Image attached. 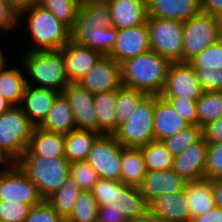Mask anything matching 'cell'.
Instances as JSON below:
<instances>
[{
    "mask_svg": "<svg viewBox=\"0 0 222 222\" xmlns=\"http://www.w3.org/2000/svg\"><path fill=\"white\" fill-rule=\"evenodd\" d=\"M171 62L150 50L121 63L122 85L148 95H160Z\"/></svg>",
    "mask_w": 222,
    "mask_h": 222,
    "instance_id": "6da1fadb",
    "label": "cell"
},
{
    "mask_svg": "<svg viewBox=\"0 0 222 222\" xmlns=\"http://www.w3.org/2000/svg\"><path fill=\"white\" fill-rule=\"evenodd\" d=\"M26 16V17H25ZM24 17V18H23ZM27 19L25 27L28 31V38L32 41L28 51L60 50L70 41L71 29L57 20L55 16L39 4L33 5L19 16V23Z\"/></svg>",
    "mask_w": 222,
    "mask_h": 222,
    "instance_id": "7a4b0ae2",
    "label": "cell"
},
{
    "mask_svg": "<svg viewBox=\"0 0 222 222\" xmlns=\"http://www.w3.org/2000/svg\"><path fill=\"white\" fill-rule=\"evenodd\" d=\"M91 191L99 206L122 213L128 222H136L149 211L140 188L125 185L120 180L99 178Z\"/></svg>",
    "mask_w": 222,
    "mask_h": 222,
    "instance_id": "3957f363",
    "label": "cell"
},
{
    "mask_svg": "<svg viewBox=\"0 0 222 222\" xmlns=\"http://www.w3.org/2000/svg\"><path fill=\"white\" fill-rule=\"evenodd\" d=\"M20 56H22L20 65H23L27 85L53 89L62 93L70 83L65 72L61 50H24Z\"/></svg>",
    "mask_w": 222,
    "mask_h": 222,
    "instance_id": "277c9868",
    "label": "cell"
},
{
    "mask_svg": "<svg viewBox=\"0 0 222 222\" xmlns=\"http://www.w3.org/2000/svg\"><path fill=\"white\" fill-rule=\"evenodd\" d=\"M15 164L37 186L44 200L60 188L70 169V163L65 157L21 156Z\"/></svg>",
    "mask_w": 222,
    "mask_h": 222,
    "instance_id": "5b68a950",
    "label": "cell"
},
{
    "mask_svg": "<svg viewBox=\"0 0 222 222\" xmlns=\"http://www.w3.org/2000/svg\"><path fill=\"white\" fill-rule=\"evenodd\" d=\"M222 38V19L201 11L183 21L182 62H189Z\"/></svg>",
    "mask_w": 222,
    "mask_h": 222,
    "instance_id": "8992f818",
    "label": "cell"
},
{
    "mask_svg": "<svg viewBox=\"0 0 222 222\" xmlns=\"http://www.w3.org/2000/svg\"><path fill=\"white\" fill-rule=\"evenodd\" d=\"M34 128L19 105L0 115V147L14 162L28 149Z\"/></svg>",
    "mask_w": 222,
    "mask_h": 222,
    "instance_id": "52a82bcc",
    "label": "cell"
},
{
    "mask_svg": "<svg viewBox=\"0 0 222 222\" xmlns=\"http://www.w3.org/2000/svg\"><path fill=\"white\" fill-rule=\"evenodd\" d=\"M155 95H148L130 120L118 127L113 136L122 147H141L154 138Z\"/></svg>",
    "mask_w": 222,
    "mask_h": 222,
    "instance_id": "ba28073f",
    "label": "cell"
},
{
    "mask_svg": "<svg viewBox=\"0 0 222 222\" xmlns=\"http://www.w3.org/2000/svg\"><path fill=\"white\" fill-rule=\"evenodd\" d=\"M150 49L170 62H182L183 21L147 18Z\"/></svg>",
    "mask_w": 222,
    "mask_h": 222,
    "instance_id": "9c48e42d",
    "label": "cell"
},
{
    "mask_svg": "<svg viewBox=\"0 0 222 222\" xmlns=\"http://www.w3.org/2000/svg\"><path fill=\"white\" fill-rule=\"evenodd\" d=\"M122 146L113 135H100L92 144L86 161L99 178L120 180Z\"/></svg>",
    "mask_w": 222,
    "mask_h": 222,
    "instance_id": "30bf717a",
    "label": "cell"
},
{
    "mask_svg": "<svg viewBox=\"0 0 222 222\" xmlns=\"http://www.w3.org/2000/svg\"><path fill=\"white\" fill-rule=\"evenodd\" d=\"M0 200L17 201L29 205H38L44 199L37 186L14 164L0 172Z\"/></svg>",
    "mask_w": 222,
    "mask_h": 222,
    "instance_id": "8fae6325",
    "label": "cell"
},
{
    "mask_svg": "<svg viewBox=\"0 0 222 222\" xmlns=\"http://www.w3.org/2000/svg\"><path fill=\"white\" fill-rule=\"evenodd\" d=\"M203 90L188 62H171L161 97H180L197 101Z\"/></svg>",
    "mask_w": 222,
    "mask_h": 222,
    "instance_id": "7c38bea8",
    "label": "cell"
},
{
    "mask_svg": "<svg viewBox=\"0 0 222 222\" xmlns=\"http://www.w3.org/2000/svg\"><path fill=\"white\" fill-rule=\"evenodd\" d=\"M147 22L131 28L118 30L116 42L109 57L119 64L150 51Z\"/></svg>",
    "mask_w": 222,
    "mask_h": 222,
    "instance_id": "4fadbf2b",
    "label": "cell"
},
{
    "mask_svg": "<svg viewBox=\"0 0 222 222\" xmlns=\"http://www.w3.org/2000/svg\"><path fill=\"white\" fill-rule=\"evenodd\" d=\"M79 84L91 94L117 90L122 85L121 64L102 56Z\"/></svg>",
    "mask_w": 222,
    "mask_h": 222,
    "instance_id": "5bb4252c",
    "label": "cell"
},
{
    "mask_svg": "<svg viewBox=\"0 0 222 222\" xmlns=\"http://www.w3.org/2000/svg\"><path fill=\"white\" fill-rule=\"evenodd\" d=\"M62 94L72 108L76 128L97 132V114L94 108L93 94L79 83H69Z\"/></svg>",
    "mask_w": 222,
    "mask_h": 222,
    "instance_id": "9a60e30c",
    "label": "cell"
},
{
    "mask_svg": "<svg viewBox=\"0 0 222 222\" xmlns=\"http://www.w3.org/2000/svg\"><path fill=\"white\" fill-rule=\"evenodd\" d=\"M65 63V72L70 83H79L96 65L102 55L87 46L73 41L66 43L61 49Z\"/></svg>",
    "mask_w": 222,
    "mask_h": 222,
    "instance_id": "2e32d148",
    "label": "cell"
},
{
    "mask_svg": "<svg viewBox=\"0 0 222 222\" xmlns=\"http://www.w3.org/2000/svg\"><path fill=\"white\" fill-rule=\"evenodd\" d=\"M186 180L173 169L148 170L140 191L148 205L156 198L184 190Z\"/></svg>",
    "mask_w": 222,
    "mask_h": 222,
    "instance_id": "e0dca14e",
    "label": "cell"
},
{
    "mask_svg": "<svg viewBox=\"0 0 222 222\" xmlns=\"http://www.w3.org/2000/svg\"><path fill=\"white\" fill-rule=\"evenodd\" d=\"M208 143L202 137L182 154L174 157L173 170L186 181L205 178Z\"/></svg>",
    "mask_w": 222,
    "mask_h": 222,
    "instance_id": "ac0fdd59",
    "label": "cell"
},
{
    "mask_svg": "<svg viewBox=\"0 0 222 222\" xmlns=\"http://www.w3.org/2000/svg\"><path fill=\"white\" fill-rule=\"evenodd\" d=\"M58 94L53 89L27 85L19 106L26 117L35 126H39L46 118Z\"/></svg>",
    "mask_w": 222,
    "mask_h": 222,
    "instance_id": "d6986e66",
    "label": "cell"
},
{
    "mask_svg": "<svg viewBox=\"0 0 222 222\" xmlns=\"http://www.w3.org/2000/svg\"><path fill=\"white\" fill-rule=\"evenodd\" d=\"M148 17L186 21L200 13V0H146Z\"/></svg>",
    "mask_w": 222,
    "mask_h": 222,
    "instance_id": "ffe728a7",
    "label": "cell"
},
{
    "mask_svg": "<svg viewBox=\"0 0 222 222\" xmlns=\"http://www.w3.org/2000/svg\"><path fill=\"white\" fill-rule=\"evenodd\" d=\"M111 11L112 26L118 30L147 22L146 0H106Z\"/></svg>",
    "mask_w": 222,
    "mask_h": 222,
    "instance_id": "44dd1931",
    "label": "cell"
},
{
    "mask_svg": "<svg viewBox=\"0 0 222 222\" xmlns=\"http://www.w3.org/2000/svg\"><path fill=\"white\" fill-rule=\"evenodd\" d=\"M149 211L168 222H191V213L185 191L169 193L154 199Z\"/></svg>",
    "mask_w": 222,
    "mask_h": 222,
    "instance_id": "7402d4cb",
    "label": "cell"
},
{
    "mask_svg": "<svg viewBox=\"0 0 222 222\" xmlns=\"http://www.w3.org/2000/svg\"><path fill=\"white\" fill-rule=\"evenodd\" d=\"M189 126L172 105L160 95H155L154 138L162 141Z\"/></svg>",
    "mask_w": 222,
    "mask_h": 222,
    "instance_id": "603a6c76",
    "label": "cell"
},
{
    "mask_svg": "<svg viewBox=\"0 0 222 222\" xmlns=\"http://www.w3.org/2000/svg\"><path fill=\"white\" fill-rule=\"evenodd\" d=\"M22 156L65 157L64 134L46 131L35 126L28 149Z\"/></svg>",
    "mask_w": 222,
    "mask_h": 222,
    "instance_id": "cb8c5ba5",
    "label": "cell"
},
{
    "mask_svg": "<svg viewBox=\"0 0 222 222\" xmlns=\"http://www.w3.org/2000/svg\"><path fill=\"white\" fill-rule=\"evenodd\" d=\"M184 191L189 203L191 221L194 217L208 213L216 206L212 182L209 179L187 181Z\"/></svg>",
    "mask_w": 222,
    "mask_h": 222,
    "instance_id": "d4e9b609",
    "label": "cell"
},
{
    "mask_svg": "<svg viewBox=\"0 0 222 222\" xmlns=\"http://www.w3.org/2000/svg\"><path fill=\"white\" fill-rule=\"evenodd\" d=\"M38 127L64 135L76 128L72 108L62 93L58 94L46 118Z\"/></svg>",
    "mask_w": 222,
    "mask_h": 222,
    "instance_id": "484cf974",
    "label": "cell"
},
{
    "mask_svg": "<svg viewBox=\"0 0 222 222\" xmlns=\"http://www.w3.org/2000/svg\"><path fill=\"white\" fill-rule=\"evenodd\" d=\"M121 178L125 185L140 187L147 174V167L144 162L140 147H122L121 157Z\"/></svg>",
    "mask_w": 222,
    "mask_h": 222,
    "instance_id": "4316f807",
    "label": "cell"
},
{
    "mask_svg": "<svg viewBox=\"0 0 222 222\" xmlns=\"http://www.w3.org/2000/svg\"><path fill=\"white\" fill-rule=\"evenodd\" d=\"M117 90L93 94L97 114V132L100 135H113L116 132Z\"/></svg>",
    "mask_w": 222,
    "mask_h": 222,
    "instance_id": "83f0119b",
    "label": "cell"
},
{
    "mask_svg": "<svg viewBox=\"0 0 222 222\" xmlns=\"http://www.w3.org/2000/svg\"><path fill=\"white\" fill-rule=\"evenodd\" d=\"M100 134L94 130L75 128L64 135L65 158L68 162L86 160L92 144Z\"/></svg>",
    "mask_w": 222,
    "mask_h": 222,
    "instance_id": "f1b7e54d",
    "label": "cell"
},
{
    "mask_svg": "<svg viewBox=\"0 0 222 222\" xmlns=\"http://www.w3.org/2000/svg\"><path fill=\"white\" fill-rule=\"evenodd\" d=\"M26 86V76L21 66L20 69L13 68L6 63L0 70V95L13 106L20 105Z\"/></svg>",
    "mask_w": 222,
    "mask_h": 222,
    "instance_id": "f546056e",
    "label": "cell"
},
{
    "mask_svg": "<svg viewBox=\"0 0 222 222\" xmlns=\"http://www.w3.org/2000/svg\"><path fill=\"white\" fill-rule=\"evenodd\" d=\"M82 192L79 184L69 175L60 188L53 193L46 201L54 208V210L66 220L75 207V201Z\"/></svg>",
    "mask_w": 222,
    "mask_h": 222,
    "instance_id": "4dcf8cb0",
    "label": "cell"
},
{
    "mask_svg": "<svg viewBox=\"0 0 222 222\" xmlns=\"http://www.w3.org/2000/svg\"><path fill=\"white\" fill-rule=\"evenodd\" d=\"M74 24L101 25V28L112 27L108 2L105 0H82L78 17Z\"/></svg>",
    "mask_w": 222,
    "mask_h": 222,
    "instance_id": "1f68e13d",
    "label": "cell"
},
{
    "mask_svg": "<svg viewBox=\"0 0 222 222\" xmlns=\"http://www.w3.org/2000/svg\"><path fill=\"white\" fill-rule=\"evenodd\" d=\"M148 96L140 90L121 85L116 94V130L128 122L140 103Z\"/></svg>",
    "mask_w": 222,
    "mask_h": 222,
    "instance_id": "d6a6232c",
    "label": "cell"
},
{
    "mask_svg": "<svg viewBox=\"0 0 222 222\" xmlns=\"http://www.w3.org/2000/svg\"><path fill=\"white\" fill-rule=\"evenodd\" d=\"M197 125L205 127L222 116V92L203 91L196 103Z\"/></svg>",
    "mask_w": 222,
    "mask_h": 222,
    "instance_id": "836d02e7",
    "label": "cell"
},
{
    "mask_svg": "<svg viewBox=\"0 0 222 222\" xmlns=\"http://www.w3.org/2000/svg\"><path fill=\"white\" fill-rule=\"evenodd\" d=\"M147 170H166L173 168L174 156L162 141L153 140L140 147Z\"/></svg>",
    "mask_w": 222,
    "mask_h": 222,
    "instance_id": "e575fe53",
    "label": "cell"
},
{
    "mask_svg": "<svg viewBox=\"0 0 222 222\" xmlns=\"http://www.w3.org/2000/svg\"><path fill=\"white\" fill-rule=\"evenodd\" d=\"M81 2L82 0H38L37 4L49 10L57 20L71 29L78 17Z\"/></svg>",
    "mask_w": 222,
    "mask_h": 222,
    "instance_id": "d590c367",
    "label": "cell"
},
{
    "mask_svg": "<svg viewBox=\"0 0 222 222\" xmlns=\"http://www.w3.org/2000/svg\"><path fill=\"white\" fill-rule=\"evenodd\" d=\"M203 137L202 128L198 125H189L176 134L162 140L167 150L175 157L182 154Z\"/></svg>",
    "mask_w": 222,
    "mask_h": 222,
    "instance_id": "8d00e7d4",
    "label": "cell"
},
{
    "mask_svg": "<svg viewBox=\"0 0 222 222\" xmlns=\"http://www.w3.org/2000/svg\"><path fill=\"white\" fill-rule=\"evenodd\" d=\"M99 205L92 191L82 190L75 201V207L65 222H97Z\"/></svg>",
    "mask_w": 222,
    "mask_h": 222,
    "instance_id": "74e56055",
    "label": "cell"
},
{
    "mask_svg": "<svg viewBox=\"0 0 222 222\" xmlns=\"http://www.w3.org/2000/svg\"><path fill=\"white\" fill-rule=\"evenodd\" d=\"M193 69L205 71L222 70V38L203 49L188 62Z\"/></svg>",
    "mask_w": 222,
    "mask_h": 222,
    "instance_id": "f35d334b",
    "label": "cell"
},
{
    "mask_svg": "<svg viewBox=\"0 0 222 222\" xmlns=\"http://www.w3.org/2000/svg\"><path fill=\"white\" fill-rule=\"evenodd\" d=\"M69 173L82 190L91 191L99 179L97 172L86 160L70 162Z\"/></svg>",
    "mask_w": 222,
    "mask_h": 222,
    "instance_id": "ab89813d",
    "label": "cell"
},
{
    "mask_svg": "<svg viewBox=\"0 0 222 222\" xmlns=\"http://www.w3.org/2000/svg\"><path fill=\"white\" fill-rule=\"evenodd\" d=\"M118 29L116 27L99 28L94 34V42H90L87 47L99 52L102 56H109L116 42Z\"/></svg>",
    "mask_w": 222,
    "mask_h": 222,
    "instance_id": "60d3db41",
    "label": "cell"
},
{
    "mask_svg": "<svg viewBox=\"0 0 222 222\" xmlns=\"http://www.w3.org/2000/svg\"><path fill=\"white\" fill-rule=\"evenodd\" d=\"M206 179H222V143H208Z\"/></svg>",
    "mask_w": 222,
    "mask_h": 222,
    "instance_id": "b9f144b4",
    "label": "cell"
},
{
    "mask_svg": "<svg viewBox=\"0 0 222 222\" xmlns=\"http://www.w3.org/2000/svg\"><path fill=\"white\" fill-rule=\"evenodd\" d=\"M30 206L17 201L0 200V222H24Z\"/></svg>",
    "mask_w": 222,
    "mask_h": 222,
    "instance_id": "7bdbcfd3",
    "label": "cell"
},
{
    "mask_svg": "<svg viewBox=\"0 0 222 222\" xmlns=\"http://www.w3.org/2000/svg\"><path fill=\"white\" fill-rule=\"evenodd\" d=\"M24 222H65V220L46 200H43L38 205L30 207Z\"/></svg>",
    "mask_w": 222,
    "mask_h": 222,
    "instance_id": "ee69618b",
    "label": "cell"
},
{
    "mask_svg": "<svg viewBox=\"0 0 222 222\" xmlns=\"http://www.w3.org/2000/svg\"><path fill=\"white\" fill-rule=\"evenodd\" d=\"M165 98L188 125H197V108L195 100L180 97Z\"/></svg>",
    "mask_w": 222,
    "mask_h": 222,
    "instance_id": "f6af8a7d",
    "label": "cell"
},
{
    "mask_svg": "<svg viewBox=\"0 0 222 222\" xmlns=\"http://www.w3.org/2000/svg\"><path fill=\"white\" fill-rule=\"evenodd\" d=\"M197 80L203 91H221L222 90V70L205 71L203 69H194Z\"/></svg>",
    "mask_w": 222,
    "mask_h": 222,
    "instance_id": "bcb514c9",
    "label": "cell"
},
{
    "mask_svg": "<svg viewBox=\"0 0 222 222\" xmlns=\"http://www.w3.org/2000/svg\"><path fill=\"white\" fill-rule=\"evenodd\" d=\"M101 25L93 24H74L70 31V40L76 44L87 46L94 42V34Z\"/></svg>",
    "mask_w": 222,
    "mask_h": 222,
    "instance_id": "7dc6e473",
    "label": "cell"
},
{
    "mask_svg": "<svg viewBox=\"0 0 222 222\" xmlns=\"http://www.w3.org/2000/svg\"><path fill=\"white\" fill-rule=\"evenodd\" d=\"M20 25L19 15L4 0H0V31L9 33Z\"/></svg>",
    "mask_w": 222,
    "mask_h": 222,
    "instance_id": "c3c4849f",
    "label": "cell"
},
{
    "mask_svg": "<svg viewBox=\"0 0 222 222\" xmlns=\"http://www.w3.org/2000/svg\"><path fill=\"white\" fill-rule=\"evenodd\" d=\"M202 134L207 143H222V116L203 127Z\"/></svg>",
    "mask_w": 222,
    "mask_h": 222,
    "instance_id": "681fc988",
    "label": "cell"
},
{
    "mask_svg": "<svg viewBox=\"0 0 222 222\" xmlns=\"http://www.w3.org/2000/svg\"><path fill=\"white\" fill-rule=\"evenodd\" d=\"M97 222H128L122 213L106 211V206H99Z\"/></svg>",
    "mask_w": 222,
    "mask_h": 222,
    "instance_id": "f907efd6",
    "label": "cell"
},
{
    "mask_svg": "<svg viewBox=\"0 0 222 222\" xmlns=\"http://www.w3.org/2000/svg\"><path fill=\"white\" fill-rule=\"evenodd\" d=\"M201 10L222 19V0H200Z\"/></svg>",
    "mask_w": 222,
    "mask_h": 222,
    "instance_id": "816d5d0a",
    "label": "cell"
},
{
    "mask_svg": "<svg viewBox=\"0 0 222 222\" xmlns=\"http://www.w3.org/2000/svg\"><path fill=\"white\" fill-rule=\"evenodd\" d=\"M191 222H222V209L215 206L208 213L194 217Z\"/></svg>",
    "mask_w": 222,
    "mask_h": 222,
    "instance_id": "f5cc1de1",
    "label": "cell"
},
{
    "mask_svg": "<svg viewBox=\"0 0 222 222\" xmlns=\"http://www.w3.org/2000/svg\"><path fill=\"white\" fill-rule=\"evenodd\" d=\"M19 16L33 5L38 3V0H4Z\"/></svg>",
    "mask_w": 222,
    "mask_h": 222,
    "instance_id": "db71d44e",
    "label": "cell"
},
{
    "mask_svg": "<svg viewBox=\"0 0 222 222\" xmlns=\"http://www.w3.org/2000/svg\"><path fill=\"white\" fill-rule=\"evenodd\" d=\"M214 200L217 207L222 209V179H211Z\"/></svg>",
    "mask_w": 222,
    "mask_h": 222,
    "instance_id": "11a10c76",
    "label": "cell"
},
{
    "mask_svg": "<svg viewBox=\"0 0 222 222\" xmlns=\"http://www.w3.org/2000/svg\"><path fill=\"white\" fill-rule=\"evenodd\" d=\"M14 164L15 162L0 147V172L11 168Z\"/></svg>",
    "mask_w": 222,
    "mask_h": 222,
    "instance_id": "9f6ffc18",
    "label": "cell"
},
{
    "mask_svg": "<svg viewBox=\"0 0 222 222\" xmlns=\"http://www.w3.org/2000/svg\"><path fill=\"white\" fill-rule=\"evenodd\" d=\"M136 222H168V221L148 211L144 216L140 217Z\"/></svg>",
    "mask_w": 222,
    "mask_h": 222,
    "instance_id": "6f0895ef",
    "label": "cell"
},
{
    "mask_svg": "<svg viewBox=\"0 0 222 222\" xmlns=\"http://www.w3.org/2000/svg\"><path fill=\"white\" fill-rule=\"evenodd\" d=\"M13 105L0 95V115L7 112Z\"/></svg>",
    "mask_w": 222,
    "mask_h": 222,
    "instance_id": "680465c9",
    "label": "cell"
},
{
    "mask_svg": "<svg viewBox=\"0 0 222 222\" xmlns=\"http://www.w3.org/2000/svg\"><path fill=\"white\" fill-rule=\"evenodd\" d=\"M6 59L5 51L3 50L2 46H0V63H6Z\"/></svg>",
    "mask_w": 222,
    "mask_h": 222,
    "instance_id": "91938a15",
    "label": "cell"
},
{
    "mask_svg": "<svg viewBox=\"0 0 222 222\" xmlns=\"http://www.w3.org/2000/svg\"><path fill=\"white\" fill-rule=\"evenodd\" d=\"M6 63H0V70L3 68V66L5 65Z\"/></svg>",
    "mask_w": 222,
    "mask_h": 222,
    "instance_id": "94428289",
    "label": "cell"
}]
</instances>
